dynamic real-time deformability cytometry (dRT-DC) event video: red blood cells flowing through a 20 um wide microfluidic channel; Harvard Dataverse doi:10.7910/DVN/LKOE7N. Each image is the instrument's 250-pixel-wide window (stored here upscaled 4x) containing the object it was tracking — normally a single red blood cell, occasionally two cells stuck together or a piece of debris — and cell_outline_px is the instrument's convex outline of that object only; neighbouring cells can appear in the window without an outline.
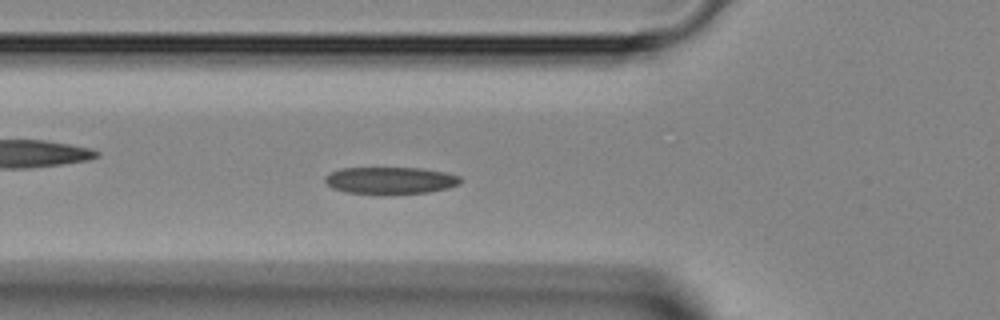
{"species": "Egyptian fruit bat (a non-hibernating species)", "species_latin": "Rousettus aegyptiacus", "temperature_condition": "room temperature", "stored_images_in_passage": 40, "segment_of_instrument_passage": [1, 2], "camera_frame_rate_fps": 3000, "um_per_image_px": 0.085, "animal": {"sex": "female"}, "frame": {"image": 1, "passage_image": 9, "time_ms": 2.667, "image_size_px": [1000, 320], "cell_outline_px": [[464, 180], [460, 184], [448, 188], [428, 192], [344, 192], [332, 188], [324, 180], [332, 172], [340, 168], [420, 168], [444, 172], [460, 176]], "centroid_in_image_um": [33.24, 15.31], "position_along_channel_um": 92.6, "area_um2": 20.63}}
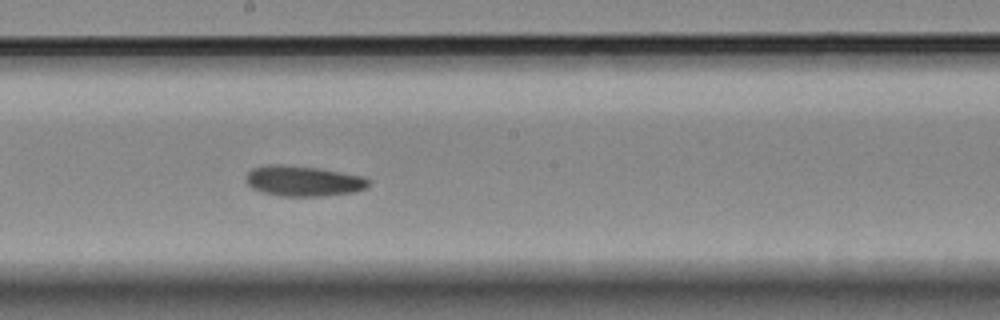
{"frame": {"image": 2, "passage_image": 18, "time_ms": 5.667, "image_size_px": [1000, 320], "cell_outline_px": [[372, 180], [364, 188], [356, 192], [324, 196], [280, 196], [260, 192], [252, 188], [244, 180], [244, 176], [252, 168], [268, 164], [280, 164], [320, 168], [360, 176]], "centroid_in_image_um": [25.73, 15.38], "position_along_channel_um": 222.5, "area_um2": 21.96}}
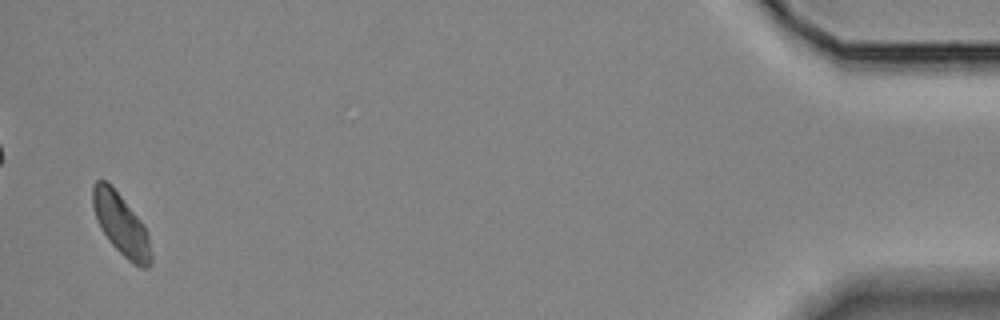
{"frame": {"image": 3, "passage_image": 38, "time_ms": 12.333, "image_size_px": [1000, 320], "cell_outline_px": [[152, 264], [148, 268], [140, 268], [132, 264], [108, 240], [100, 228], [92, 204], [92, 188], [96, 180], [104, 180], [120, 196], [144, 224], [148, 236], [152, 256]], "centroid_in_image_um": [10.31, 19.14], "position_along_channel_um": 424.9, "area_um2": 20.63}}